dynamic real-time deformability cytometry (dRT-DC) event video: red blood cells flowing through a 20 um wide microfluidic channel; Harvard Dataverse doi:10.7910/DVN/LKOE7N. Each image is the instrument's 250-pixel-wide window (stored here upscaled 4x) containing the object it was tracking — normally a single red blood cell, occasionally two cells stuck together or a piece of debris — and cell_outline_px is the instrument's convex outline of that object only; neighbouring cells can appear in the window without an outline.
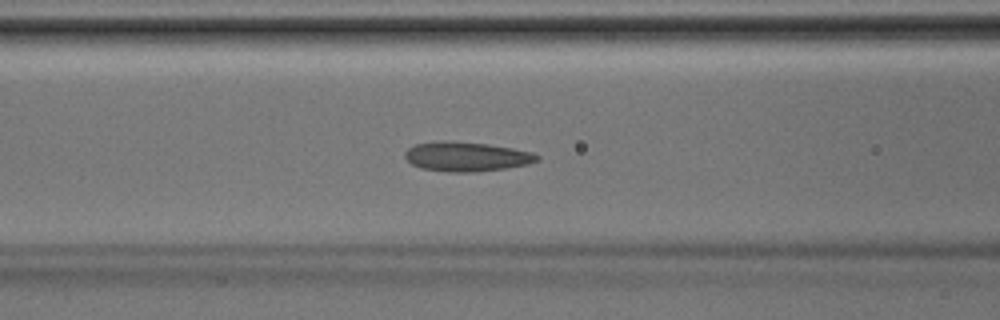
{"species": "Egyptian fruit bat (a non-hibernating species)", "species_latin": "Rousettus aegyptiacus", "temperature_condition": "room temperature", "stored_images_in_passage": 40, "camera_frame_rate_fps": 3000, "um_per_image_px": 0.085, "animal": {"sex": "male"}, "frame": {"image": 1, "passage_image": 16, "time_ms": 5.0, "image_size_px": [1000, 320], "cell_outline_px": [[540, 160], [528, 164], [504, 168], [472, 172], [448, 172], [420, 168], [412, 164], [404, 156], [404, 152], [408, 148], [416, 144], [444, 140], [488, 144], [512, 148], [532, 152], [540, 156]], "centroid_in_image_um": [39.64, 13.31], "position_along_channel_um": 127.0, "area_um2": 22.66}}
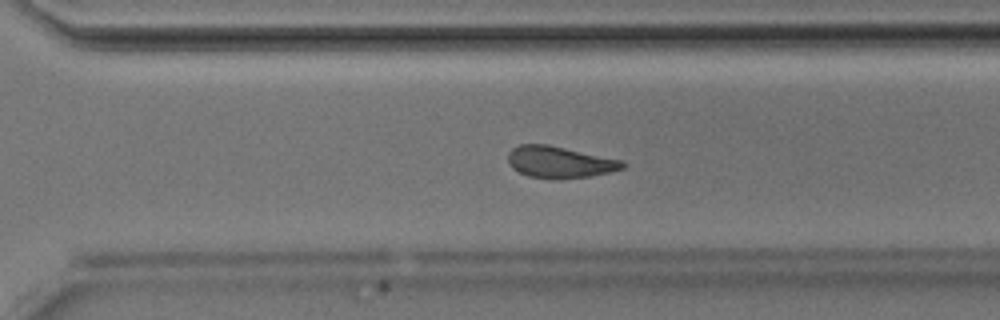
{"frame": {"image": 2, "passage_image": 28, "time_ms": 9.0, "image_size_px": [1000, 320], "cell_outline_px": [[628, 164], [624, 168], [612, 172], [592, 176], [560, 180], [552, 180], [528, 176], [512, 168], [508, 160], [508, 152], [512, 148], [520, 144], [548, 144], [624, 160]], "centroid_in_image_um": [47.62, 13.79], "position_along_channel_um": 323.0, "area_um2": 21.68}}
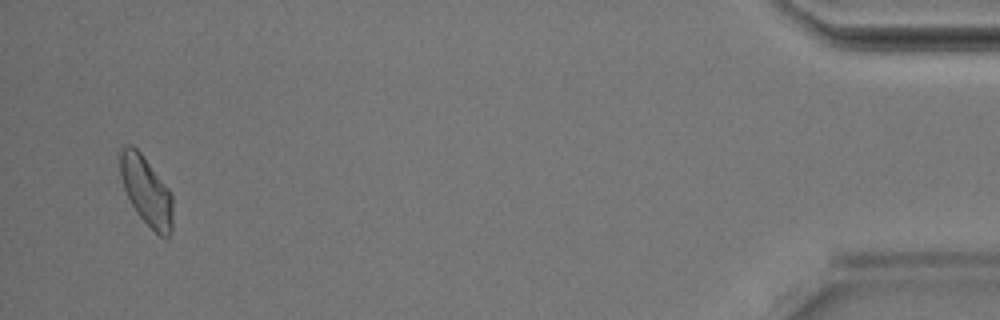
{"frame": {"image": 3, "passage_image": 39, "time_ms": 12.667, "image_size_px": [1000, 320], "cell_outline_px": [[172, 228], [168, 236], [160, 236], [136, 212], [124, 188], [120, 176], [120, 152], [128, 144], [132, 144], [140, 152], [168, 188], [172, 196]], "centroid_in_image_um": [12.43, 16.21], "position_along_channel_um": 422.8, "area_um2": 20.58}}